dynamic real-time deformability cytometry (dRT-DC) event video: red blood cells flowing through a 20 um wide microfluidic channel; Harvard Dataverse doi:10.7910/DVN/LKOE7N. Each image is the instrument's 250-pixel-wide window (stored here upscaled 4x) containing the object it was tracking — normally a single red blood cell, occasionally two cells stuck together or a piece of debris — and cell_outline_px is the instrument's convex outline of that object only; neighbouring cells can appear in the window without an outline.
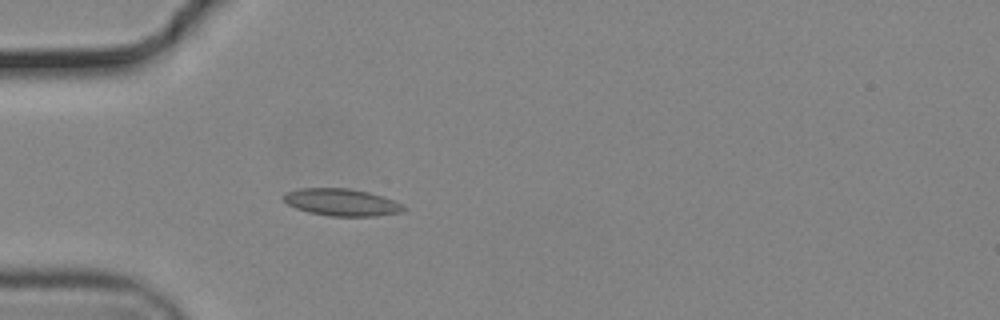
{"species": "common noctule bat (a hibernating species)", "species_latin": "Nyctalus noctula", "temperature_condition": "cold", "stored_images_in_passage": 34, "camera_frame_rate_fps": 3000, "um_per_image_px": 0.085, "animal": {"sex": "male", "body_mass_g": 19.2, "forearm_length_mm": 51.8}, "frame": {"image": 1, "passage_image": 7, "time_ms": 2.0, "image_size_px": [1000, 320], "cell_outline_px": [[404, 208], [400, 212], [376, 216], [332, 216], [308, 212], [296, 208], [288, 204], [280, 196], [288, 192], [300, 188], [348, 188], [368, 192], [384, 196], [400, 204]], "centroid_in_image_um": [28.99, 17.19], "position_along_channel_um": 56.0, "area_um2": 18.79}}
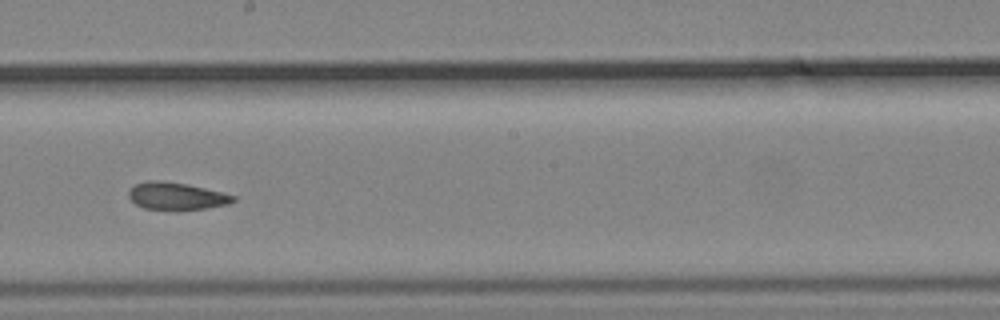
{"frame": {"image": 2, "passage_image": 22, "time_ms": 7.0, "image_size_px": [1000, 320], "cell_outline_px": [[236, 200], [228, 204], [208, 208], [144, 208], [136, 204], [128, 196], [128, 188], [136, 184], [148, 180], [160, 180], [188, 184], [236, 196]], "centroid_in_image_um": [14.97, 16.63], "position_along_channel_um": 233.2, "area_um2": 16.24}}
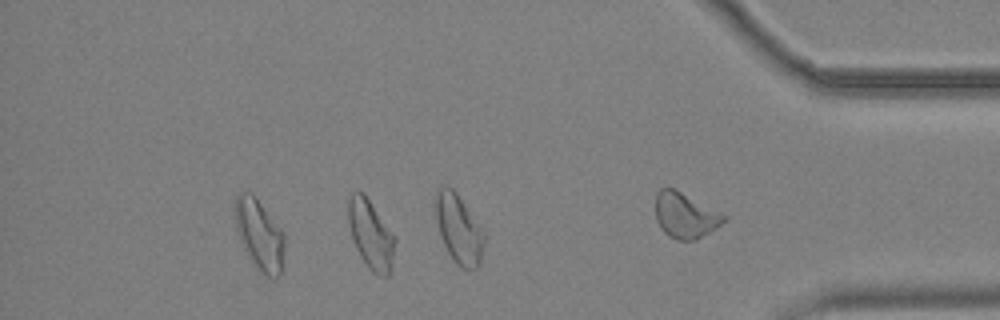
{"frame": {"image": 3, "passage_image": 34, "time_ms": 11.0, "image_size_px": [1000, 320], "cell_outline_px": [[396, 240], [392, 268], [388, 276], [380, 276], [372, 272], [368, 268], [360, 256], [352, 240], [348, 224], [348, 200], [352, 192], [364, 192], [396, 236]], "centroid_in_image_um": [31.53, 19.94], "position_along_channel_um": 403.7, "area_um2": 19.19}}